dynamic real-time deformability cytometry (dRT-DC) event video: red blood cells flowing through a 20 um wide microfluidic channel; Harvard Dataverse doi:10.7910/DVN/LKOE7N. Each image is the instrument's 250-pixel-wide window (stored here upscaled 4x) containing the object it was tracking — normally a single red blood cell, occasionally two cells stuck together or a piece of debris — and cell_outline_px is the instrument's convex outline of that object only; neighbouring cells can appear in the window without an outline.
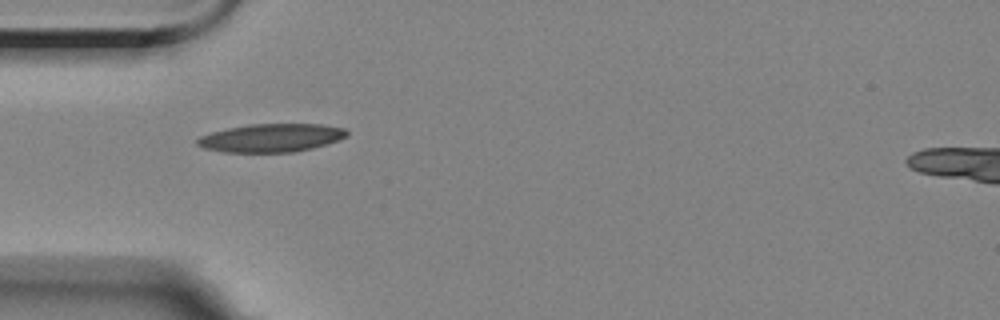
{"species": "Egyptian fruit bat (a non-hibernating species)", "species_latin": "Rousettus aegyptiacus", "temperature_condition": "room temperature", "stored_images_in_passage": 2, "camera_frame_rate_fps": 3000, "um_per_image_px": 0.085, "animal": {"sex": "female"}, "frame": {"image": 1, "passage_image": 2, "time_ms": 1.333, "image_size_px": [1000, 320], "cell_outline_px": [[348, 136], [312, 148], [292, 152], [224, 152], [204, 148], [196, 144], [196, 140], [200, 136], [212, 132], [228, 128], [248, 124], [324, 124], [344, 128], [348, 132]], "centroid_in_image_um": [23.04, 11.71], "position_along_channel_um": 62.0, "area_um2": 24.51}}